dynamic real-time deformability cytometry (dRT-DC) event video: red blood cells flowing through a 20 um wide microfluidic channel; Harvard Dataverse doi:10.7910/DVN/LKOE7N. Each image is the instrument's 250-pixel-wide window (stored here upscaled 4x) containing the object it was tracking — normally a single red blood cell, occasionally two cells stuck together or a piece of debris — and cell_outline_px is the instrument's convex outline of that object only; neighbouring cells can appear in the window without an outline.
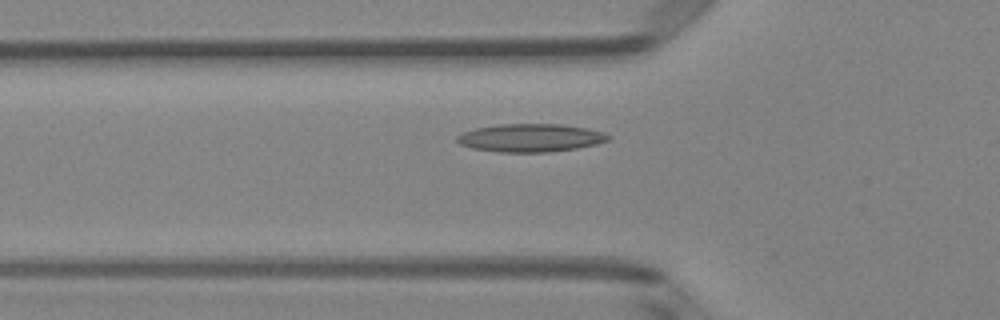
{"species": "Egyptian fruit bat (a non-hibernating species)", "species_latin": "Rousettus aegyptiacus", "temperature_condition": "room temperature", "stored_images_in_passage": 37, "camera_frame_rate_fps": 3000, "um_per_image_px": 0.085, "animal": {"sex": "female"}, "frame": {"image": 1, "passage_image": 4, "time_ms": 1.0, "image_size_px": [1000, 320], "cell_outline_px": [[612, 136], [608, 140], [596, 144], [576, 148], [548, 152], [500, 152], [472, 148], [460, 144], [456, 140], [456, 136], [464, 132], [476, 128], [500, 124], [560, 124], [588, 128], [604, 132]], "centroid_in_image_um": [45.11, 11.71], "position_along_channel_um": 80.7, "area_um2": 24.68}}
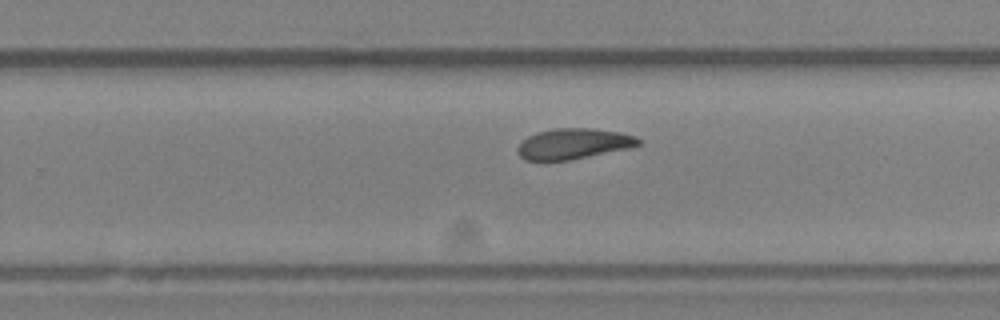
{"frame": {"image": 2, "passage_image": 19, "time_ms": 6.0, "image_size_px": [1000, 320], "cell_outline_px": [[640, 144], [632, 148], [568, 160], [524, 160], [520, 156], [516, 148], [528, 136], [536, 132], [556, 128], [592, 128], [620, 132], [636, 136], [640, 140]], "centroid_in_image_um": [48.77, 12.21], "position_along_channel_um": 281.0, "area_um2": 21.56}}
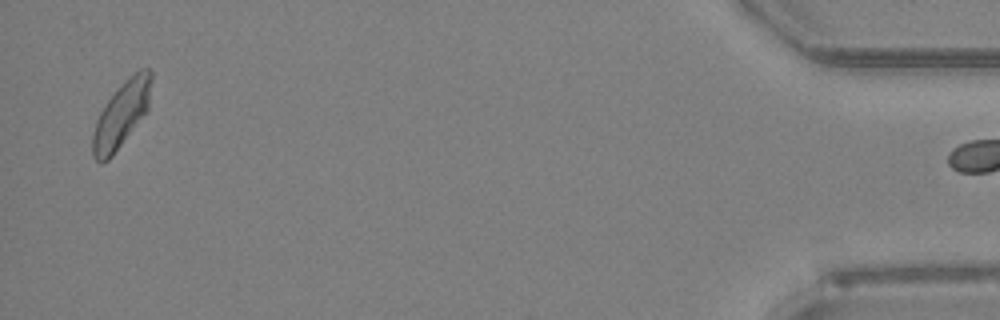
{"frame": {"image": 3, "passage_image": 36, "time_ms": 11.667, "image_size_px": [1000, 320], "cell_outline_px": [[152, 76], [148, 108], [112, 156], [108, 160], [100, 164], [92, 156], [92, 136], [96, 120], [100, 112], [108, 100], [124, 80], [128, 76], [140, 68], [148, 68], [152, 72]], "centroid_in_image_um": [10.3, 9.71], "position_along_channel_um": 424.9, "area_um2": 22.14}}